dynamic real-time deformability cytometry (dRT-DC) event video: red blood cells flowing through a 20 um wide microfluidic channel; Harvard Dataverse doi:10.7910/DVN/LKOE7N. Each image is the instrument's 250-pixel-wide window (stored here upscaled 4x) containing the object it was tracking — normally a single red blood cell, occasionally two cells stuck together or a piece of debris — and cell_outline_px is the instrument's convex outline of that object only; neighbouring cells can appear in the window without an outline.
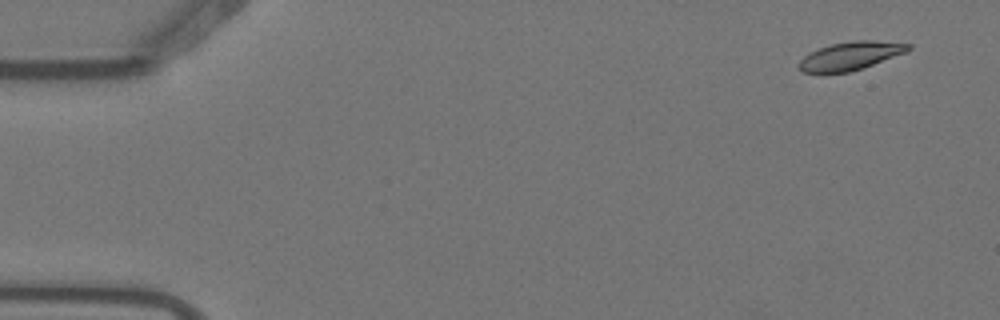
{"species": "Egyptian fruit bat (a non-hibernating species)", "species_latin": "Rousettus aegyptiacus", "temperature_condition": "warm", "stored_images_in_passage": 4, "camera_frame_rate_fps": 3000, "um_per_image_px": 0.085, "animal": {"sex": "female"}, "frame": {"image": 1, "passage_image": 1, "time_ms": 0.0, "image_size_px": [1000, 320], "cell_outline_px": [[912, 48], [908, 52], [848, 72], [804, 72], [796, 64], [808, 52], [832, 44], [852, 40], [872, 40], [912, 44]], "centroid_in_image_um": [72.31, 4.72], "position_along_channel_um": 12.7, "area_um2": 17.8}}